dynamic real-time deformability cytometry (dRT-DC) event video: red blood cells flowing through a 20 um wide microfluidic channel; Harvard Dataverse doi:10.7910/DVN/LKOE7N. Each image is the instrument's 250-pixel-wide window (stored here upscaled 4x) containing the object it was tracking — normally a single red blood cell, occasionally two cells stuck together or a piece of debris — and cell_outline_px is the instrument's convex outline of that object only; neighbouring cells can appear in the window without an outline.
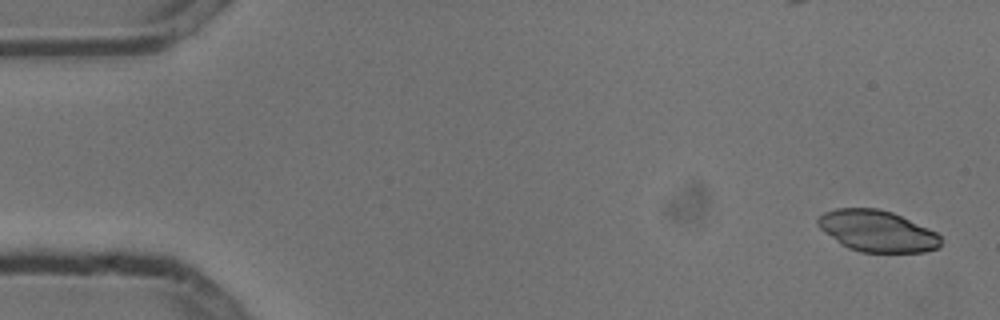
{"species": "common noctule bat (a hibernating species)", "species_latin": "Nyctalus noctula", "temperature_condition": "cold", "stored_images_in_passage": 4, "camera_frame_rate_fps": 3000, "um_per_image_px": 0.085, "animal": {"sex": "male", "body_mass_g": 13.3}, "frame": {"image": 1, "passage_image": 1, "time_ms": 0.0, "image_size_px": [1000, 320], "cell_outline_px": [[940, 248], [924, 252], [860, 252], [848, 248], [840, 244], [824, 232], [816, 224], [816, 220], [824, 212], [836, 208], [876, 208], [892, 212], [928, 228], [936, 232], [940, 236]], "centroid_in_image_um": [74.54, 19.64], "position_along_channel_um": 10.5, "area_um2": 29.65}}